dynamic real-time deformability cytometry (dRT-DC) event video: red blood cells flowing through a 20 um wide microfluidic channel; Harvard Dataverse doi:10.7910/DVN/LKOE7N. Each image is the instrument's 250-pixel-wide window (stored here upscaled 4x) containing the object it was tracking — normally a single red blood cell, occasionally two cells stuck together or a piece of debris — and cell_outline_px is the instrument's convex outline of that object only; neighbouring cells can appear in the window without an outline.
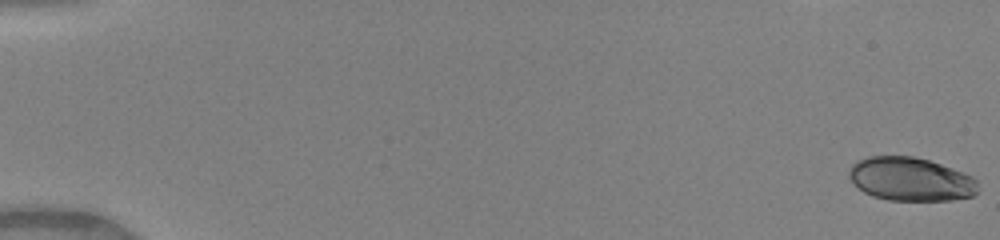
{"species": "human", "species_latin": "Homo sapiens", "temperature_condition": "warm", "stored_images_in_passage": 50, "camera_frame_rate_fps": 3000, "um_per_image_px": 0.085, "donor": {"sex": "female"}, "frame": {"image": 1, "passage_image": 1, "time_ms": 0.0, "image_size_px": [1000, 240], "cell_outline_px": [[976, 192], [972, 196], [952, 200], [888, 200], [872, 196], [864, 192], [848, 176], [848, 172], [852, 164], [856, 160], [868, 156], [912, 156], [928, 160], [940, 164], [972, 176], [976, 180]], "centroid_in_image_um": [77.36, 15.22], "position_along_channel_um": 7.6, "area_um2": 32.48}}
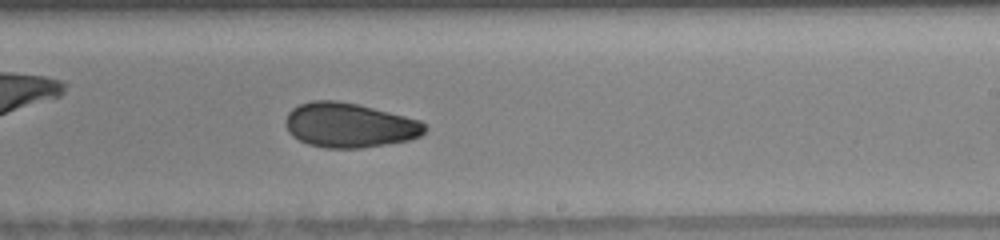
{"frame": {"image": 2, "passage_image": 32, "time_ms": 10.333, "image_size_px": [1000, 240], "cell_outline_px": [[428, 128], [420, 136], [408, 140], [360, 148], [324, 148], [308, 144], [292, 136], [288, 132], [284, 124], [284, 120], [288, 112], [292, 108], [300, 104], [312, 100], [336, 100], [356, 104], [420, 120]], "centroid_in_image_um": [29.64, 10.64], "position_along_channel_um": 259.4, "area_um2": 36.13}}
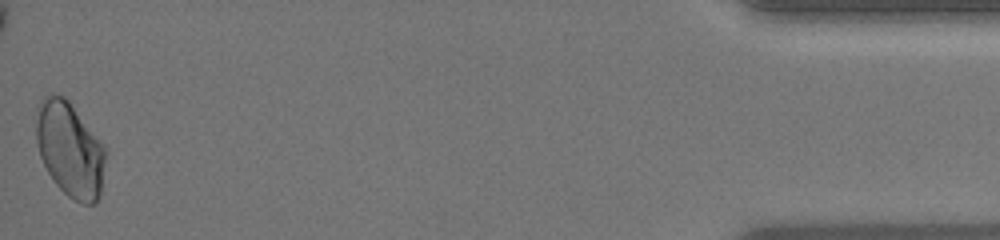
{"frame": {"image": 3, "passage_image": 50, "time_ms": 16.333, "image_size_px": [1000, 240], "cell_outline_px": [[104, 160], [100, 196], [96, 204], [84, 204], [68, 196], [56, 184], [48, 172], [40, 156], [36, 140], [36, 108], [40, 100], [48, 92], [64, 96], [68, 100], [104, 144]], "centroid_in_image_um": [5.91, 12.66], "position_along_channel_um": 429.3, "area_um2": 38.26}, "authors_computed_cell_mechanics": {"area_um2": 35.6048, "velocity_mm_per_s": 4.1519, "shape_relaxation_time_tau1_ms": 11.3423, "shape_relaxation_time_tau2_ms": 3.1716, "deformation_change_tau1": 0.1873, "deformation_change_tau2": 0.0764}}